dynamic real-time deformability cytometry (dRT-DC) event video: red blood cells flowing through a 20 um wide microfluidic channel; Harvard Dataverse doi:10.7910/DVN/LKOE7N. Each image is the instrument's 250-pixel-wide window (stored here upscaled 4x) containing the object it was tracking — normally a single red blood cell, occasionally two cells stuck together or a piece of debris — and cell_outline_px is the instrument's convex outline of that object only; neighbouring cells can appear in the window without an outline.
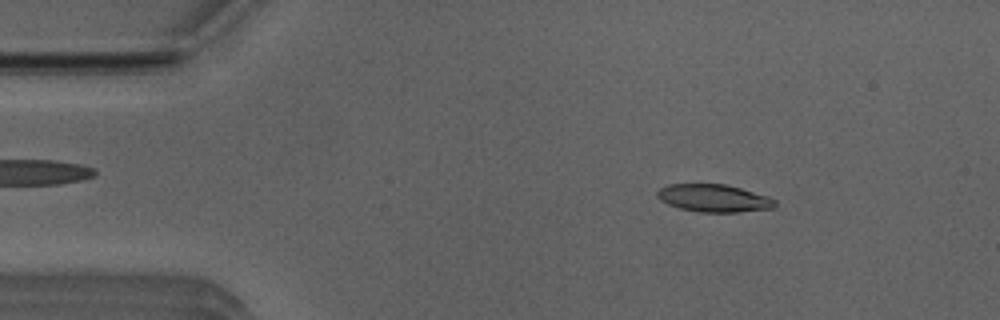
{"species": "Egyptian fruit bat (a non-hibernating species)", "species_latin": "Rousettus aegyptiacus", "temperature_condition": "room temperature", "stored_images_in_passage": 51, "camera_frame_rate_fps": 3000, "um_per_image_px": 0.085, "animal": {"sex": "male"}, "frame": {"image": 1, "passage_image": 7, "time_ms": 2.0, "image_size_px": [1000, 320], "cell_outline_px": [[776, 204], [772, 208], [740, 212], [700, 212], [680, 208], [668, 204], [660, 200], [656, 196], [656, 192], [660, 188], [668, 184], [724, 184], [740, 188], [768, 196], [776, 200]], "centroid_in_image_um": [60.66, 16.84], "position_along_channel_um": 24.3, "area_um2": 18.9}}
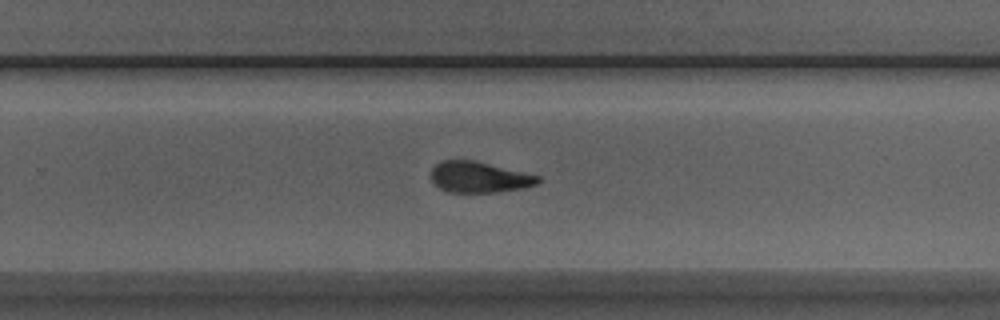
{"frame": {"image": 2, "passage_image": 32, "time_ms": 10.333, "image_size_px": [1000, 320], "cell_outline_px": [[544, 180], [540, 184], [524, 188], [496, 192], [448, 192], [432, 184], [432, 168], [436, 164], [444, 160], [476, 160], [540, 176]], "centroid_in_image_um": [40.78, 15.06], "position_along_channel_um": 289.0, "area_um2": 19.54}}
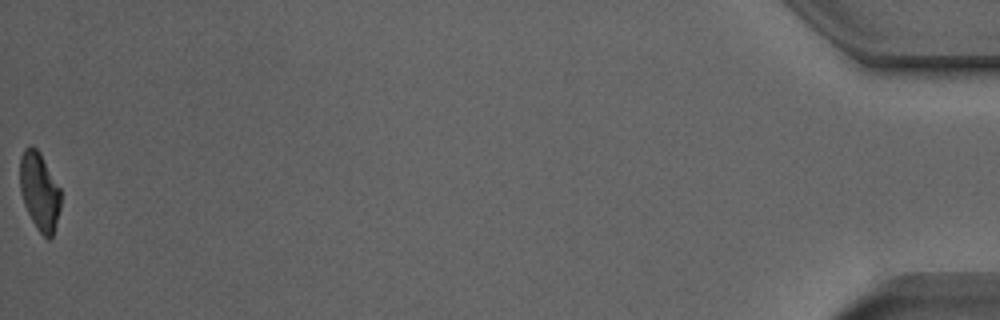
{"frame": {"image": 3, "passage_image": 51, "time_ms": 16.667, "image_size_px": [1000, 320], "cell_outline_px": [[60, 208], [56, 224], [52, 236], [48, 240], [36, 228], [24, 204], [20, 192], [20, 156], [24, 148], [28, 144], [32, 144], [40, 152], [60, 188]], "centroid_in_image_um": [3.34, 16.22], "position_along_channel_um": 431.9, "area_um2": 18.61}, "authors_computed_cell_mechanics": {"area_um2": 19.7676, "velocity_mm_per_s": 3.9617, "shape_relaxation_time_tau1_ms": 3.3276, "shape_relaxation_time_tau2_ms": 2.6152, "deformation_change_tau1": 0.1532, "deformation_change_tau2": 0.1119}}